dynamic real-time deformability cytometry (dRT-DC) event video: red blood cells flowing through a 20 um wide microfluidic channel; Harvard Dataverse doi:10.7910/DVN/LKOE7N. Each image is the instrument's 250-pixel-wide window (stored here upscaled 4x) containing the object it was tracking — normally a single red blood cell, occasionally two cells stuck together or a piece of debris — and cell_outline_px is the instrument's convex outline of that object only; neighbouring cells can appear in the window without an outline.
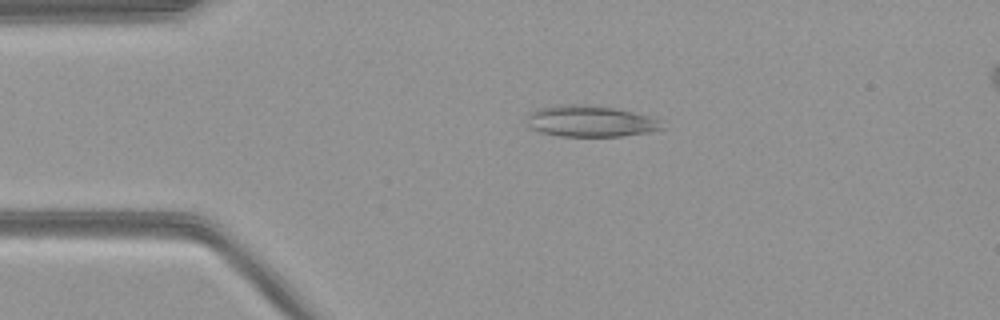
{"species": "common noctule bat (a hibernating species)", "species_latin": "Nyctalus noctula", "temperature_condition": "warm", "stored_images_in_passage": 52, "camera_frame_rate_fps": 3000, "um_per_image_px": 0.085, "animal": {"sex": "female", "body_mass_g": 21.9}, "frame": {"image": 1, "passage_image": 11, "time_ms": 3.333, "image_size_px": [1000, 320], "cell_outline_px": [[668, 128], [652, 132], [624, 136], [560, 136], [540, 132], [524, 124], [528, 112], [536, 108], [556, 104], [588, 104], [612, 108], [632, 112], [648, 116], [656, 120]], "centroid_in_image_um": [50.11, 10.3], "position_along_channel_um": 34.9, "area_um2": 25.03}}
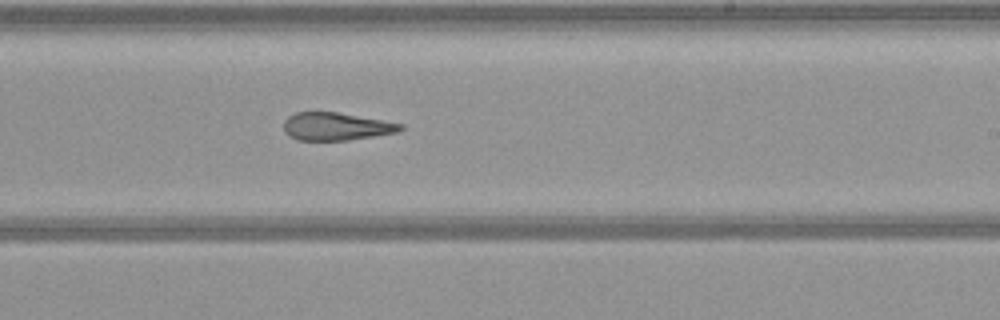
{"frame": {"image": 2, "passage_image": 31, "time_ms": 10.0, "image_size_px": [1000, 320], "cell_outline_px": [[404, 128], [396, 132], [348, 140], [296, 140], [288, 136], [284, 132], [284, 120], [288, 116], [296, 112], [336, 112], [404, 124]], "centroid_in_image_um": [28.52, 10.75], "position_along_channel_um": 260.5, "area_um2": 18.79}}
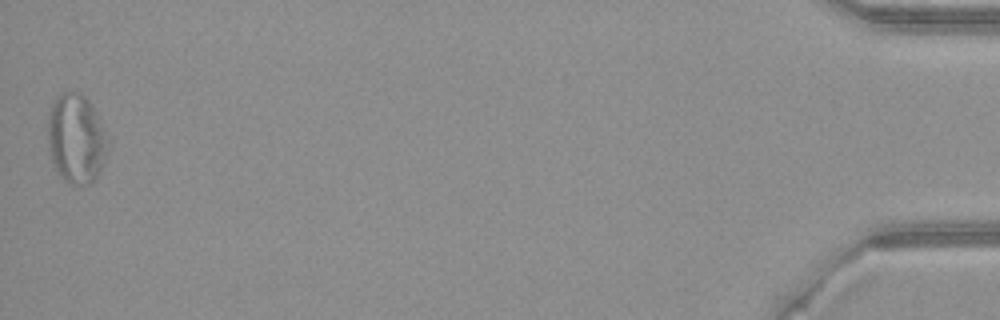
{"frame": {"image": 3, "passage_image": 52, "time_ms": 17.0, "image_size_px": [1000, 320], "cell_outline_px": [[112, 140], [104, 160], [96, 176], [88, 184], [72, 184], [60, 176], [56, 172], [52, 160], [48, 144], [48, 120], [52, 100], [60, 92], [80, 92], [88, 100], [96, 112]], "centroid_in_image_um": [6.5, 11.75], "position_along_channel_um": 428.7, "area_um2": 31.62}}